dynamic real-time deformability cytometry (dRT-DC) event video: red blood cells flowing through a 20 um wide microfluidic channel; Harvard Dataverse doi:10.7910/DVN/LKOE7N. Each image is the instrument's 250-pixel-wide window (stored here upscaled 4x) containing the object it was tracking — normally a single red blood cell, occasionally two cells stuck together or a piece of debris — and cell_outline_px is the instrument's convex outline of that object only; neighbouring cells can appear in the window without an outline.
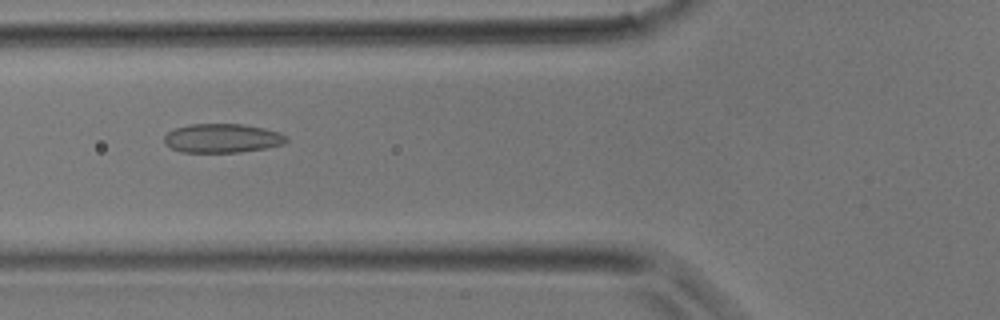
{"species": "common noctule bat (a hibernating species)", "species_latin": "Nyctalus noctula", "temperature_condition": "room temperature", "stored_images_in_passage": 30, "camera_frame_rate_fps": 3000, "um_per_image_px": 0.085, "animal": {"sex": "male", "body_mass_g": 17.9}, "frame": {"image": 1, "passage_image": 14, "time_ms": 4.333, "image_size_px": [1000, 320], "cell_outline_px": [[288, 140], [284, 144], [264, 148], [240, 152], [180, 152], [164, 144], [164, 136], [168, 132], [176, 128], [192, 124], [244, 124], [264, 128], [280, 132], [288, 136]], "centroid_in_image_um": [18.91, 11.75], "position_along_channel_um": 106.9, "area_um2": 20.69}}
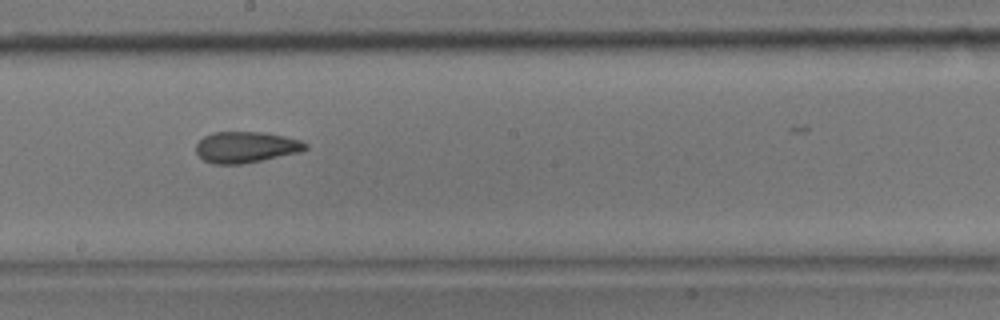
{"frame": {"image": 2, "passage_image": 21, "time_ms": 6.667, "image_size_px": [1000, 320], "cell_outline_px": [[308, 148], [300, 152], [244, 164], [212, 164], [204, 160], [196, 152], [196, 144], [204, 136], [212, 132], [264, 132], [284, 136], [300, 140], [308, 144]], "centroid_in_image_um": [20.91, 12.51], "position_along_channel_um": 227.3, "area_um2": 19.94}}
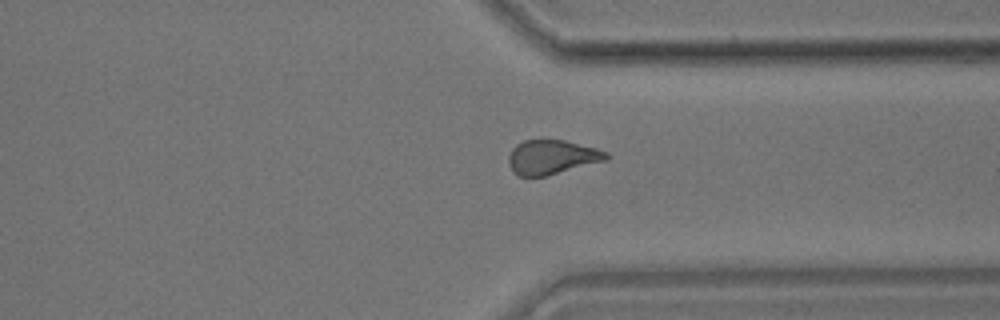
{"frame": {"image": 3, "passage_image": 29, "time_ms": 9.333, "image_size_px": [1000, 320], "cell_outline_px": [[608, 160], [548, 176], [516, 176], [512, 172], [508, 164], [508, 156], [512, 148], [516, 144], [524, 140], [564, 140], [596, 148], [608, 152]], "centroid_in_image_um": [46.89, 13.37], "position_along_channel_um": 364.5, "area_um2": 19.83}}